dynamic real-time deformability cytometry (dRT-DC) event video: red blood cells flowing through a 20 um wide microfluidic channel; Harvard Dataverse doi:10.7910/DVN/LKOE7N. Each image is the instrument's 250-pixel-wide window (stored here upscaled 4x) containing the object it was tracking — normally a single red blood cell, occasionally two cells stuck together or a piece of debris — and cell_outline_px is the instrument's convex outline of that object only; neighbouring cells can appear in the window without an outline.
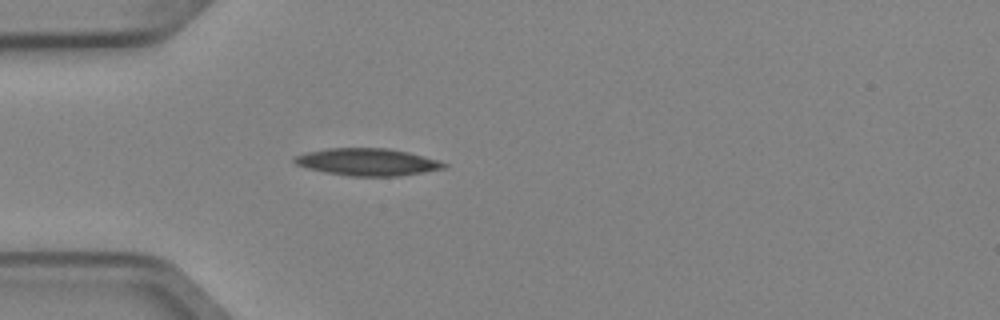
{"species": "Egyptian fruit bat (a non-hibernating species)", "species_latin": "Rousettus aegyptiacus", "temperature_condition": "cold", "stored_images_in_passage": 3, "camera_frame_rate_fps": 3000, "um_per_image_px": 0.085, "animal": {"sex": "female"}, "frame": {"image": 1, "passage_image": 3, "time_ms": 0.667, "image_size_px": [1000, 320], "cell_outline_px": [[448, 168], [400, 176], [348, 176], [324, 172], [308, 168], [296, 164], [292, 160], [292, 156], [308, 152], [328, 148], [388, 148], [408, 152], [440, 160], [448, 164]], "centroid_in_image_um": [31.26, 13.77], "position_along_channel_um": 53.7, "area_um2": 23.93}}